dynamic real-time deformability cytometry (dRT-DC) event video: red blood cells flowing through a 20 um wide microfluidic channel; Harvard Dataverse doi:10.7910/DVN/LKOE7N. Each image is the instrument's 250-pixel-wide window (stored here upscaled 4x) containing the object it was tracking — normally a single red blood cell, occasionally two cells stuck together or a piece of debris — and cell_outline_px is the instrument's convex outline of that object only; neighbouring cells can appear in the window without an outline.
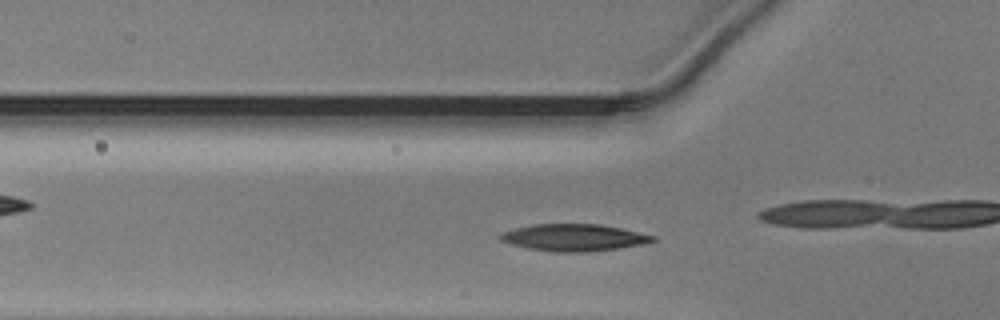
{"species": "Egyptian fruit bat (a non-hibernating species)", "species_latin": "Rousettus aegyptiacus", "temperature_condition": "warm", "stored_images_in_passage": 29, "camera_frame_rate_fps": 3000, "um_per_image_px": 0.085, "animal": {"sex": "male"}, "frame": {"image": 1, "passage_image": 5, "time_ms": 1.333, "image_size_px": [1000, 320], "cell_outline_px": [[656, 240], [648, 244], [588, 252], [552, 252], [528, 248], [512, 244], [500, 240], [496, 236], [500, 232], [532, 224], [600, 224], [620, 228], [656, 236]], "centroid_in_image_um": [48.78, 20.19], "position_along_channel_um": 77.0, "area_um2": 24.16}}